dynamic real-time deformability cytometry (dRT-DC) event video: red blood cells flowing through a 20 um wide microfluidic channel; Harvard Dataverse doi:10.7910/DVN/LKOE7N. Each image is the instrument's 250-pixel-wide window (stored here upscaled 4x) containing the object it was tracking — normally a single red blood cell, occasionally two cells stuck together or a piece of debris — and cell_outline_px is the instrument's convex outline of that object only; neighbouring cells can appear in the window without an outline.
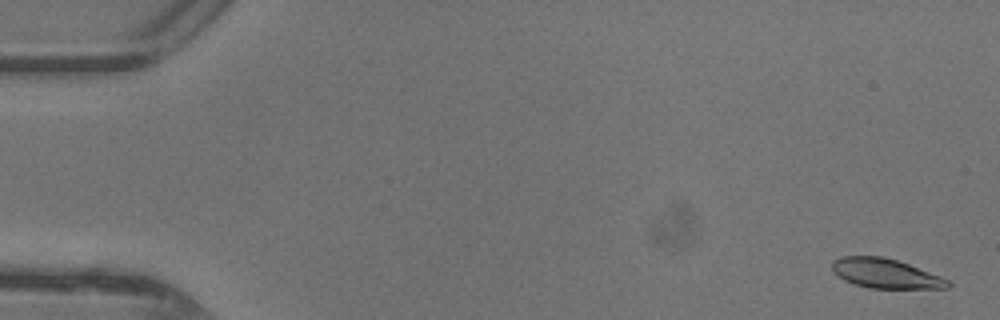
{"species": "common noctule bat (a hibernating species)", "species_latin": "Nyctalus noctula", "temperature_condition": "warm", "stored_images_in_passage": 23, "camera_frame_rate_fps": 3000, "um_per_image_px": 0.085, "animal": {"sex": "female"}, "frame": {"image": 1, "passage_image": 2, "time_ms": 0.333, "image_size_px": [1000, 320], "cell_outline_px": [[952, 284], [948, 288], [868, 288], [852, 284], [836, 276], [832, 268], [832, 260], [844, 256], [884, 256], [908, 264], [940, 276], [948, 280]], "centroid_in_image_um": [75.23, 23.25], "position_along_channel_um": 9.8, "area_um2": 19.94}}